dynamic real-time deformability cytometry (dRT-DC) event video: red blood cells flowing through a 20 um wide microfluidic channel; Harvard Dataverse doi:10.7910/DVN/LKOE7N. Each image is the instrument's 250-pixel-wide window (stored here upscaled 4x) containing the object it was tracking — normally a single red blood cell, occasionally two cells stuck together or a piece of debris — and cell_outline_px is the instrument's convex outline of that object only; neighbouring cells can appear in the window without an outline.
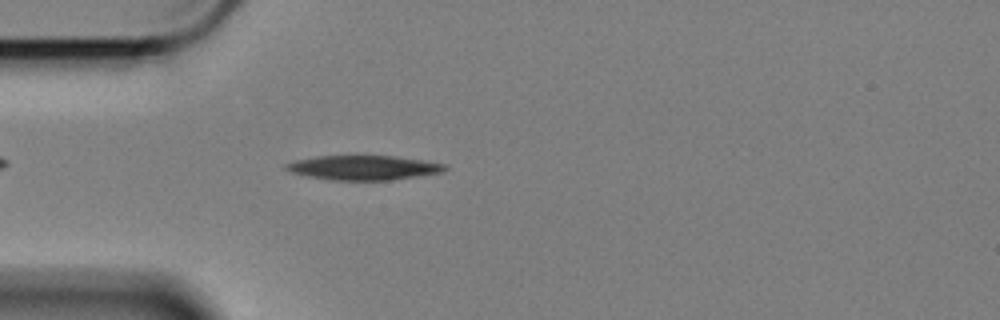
{"species": "Egyptian fruit bat (a non-hibernating species)", "species_latin": "Rousettus aegyptiacus", "temperature_condition": "cold", "stored_images_in_passage": 48, "camera_frame_rate_fps": 3000, "um_per_image_px": 0.085, "animal": {"sex": "female"}, "frame": {"image": 1, "passage_image": 6, "time_ms": 1.667, "image_size_px": [1000, 320], "cell_outline_px": [[448, 168], [440, 172], [416, 176], [388, 180], [332, 180], [308, 176], [292, 172], [284, 168], [284, 164], [296, 160], [316, 156], [396, 156], [444, 164]], "centroid_in_image_um": [30.84, 14.25], "position_along_channel_um": 54.2, "area_um2": 22.31}}
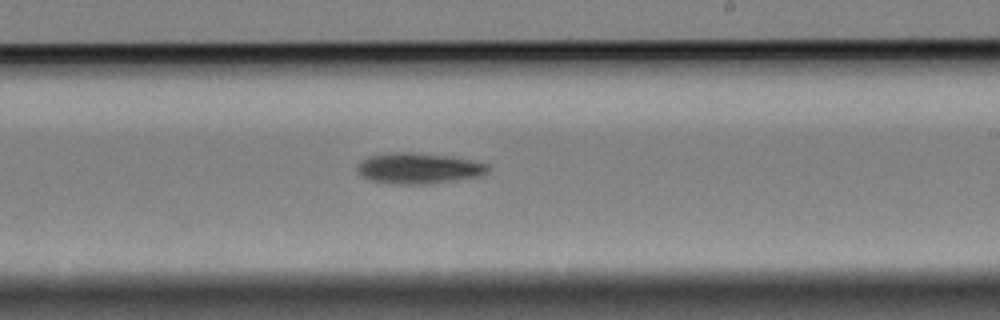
{"frame": {"image": 2, "passage_image": 24, "time_ms": 7.667, "image_size_px": [1000, 320], "cell_outline_px": [[488, 172], [480, 176], [432, 184], [392, 184], [372, 180], [364, 176], [356, 168], [368, 156], [388, 152], [412, 152], [452, 156], [488, 164]], "centroid_in_image_um": [35.62, 14.3], "position_along_channel_um": 253.4, "area_um2": 23.41}}
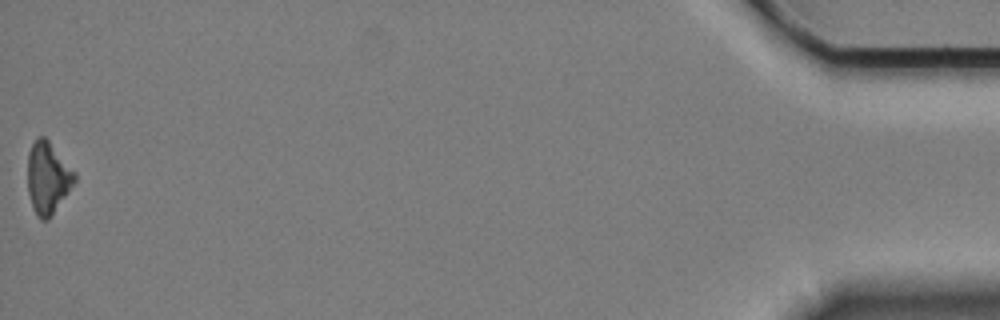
{"frame": {"image": 3, "passage_image": 48, "time_ms": 15.667, "image_size_px": [1000, 320], "cell_outline_px": [[76, 180], [52, 216], [48, 220], [40, 220], [36, 216], [32, 208], [28, 192], [28, 152], [32, 144], [40, 136], [44, 136], [48, 140], [76, 172]], "centroid_in_image_um": [4.06, 15.15], "position_along_channel_um": 431.1, "area_um2": 19.71}, "authors_computed_cell_mechanics": {"area_um2": 22.4553, "velocity_mm_per_s": 3.4156, "shape_relaxation_time_tau1_ms": 3.2134, "shape_relaxation_time_tau2_ms": null, "deformation_change_tau1": 0.0967, "deformation_change_tau2": null}}